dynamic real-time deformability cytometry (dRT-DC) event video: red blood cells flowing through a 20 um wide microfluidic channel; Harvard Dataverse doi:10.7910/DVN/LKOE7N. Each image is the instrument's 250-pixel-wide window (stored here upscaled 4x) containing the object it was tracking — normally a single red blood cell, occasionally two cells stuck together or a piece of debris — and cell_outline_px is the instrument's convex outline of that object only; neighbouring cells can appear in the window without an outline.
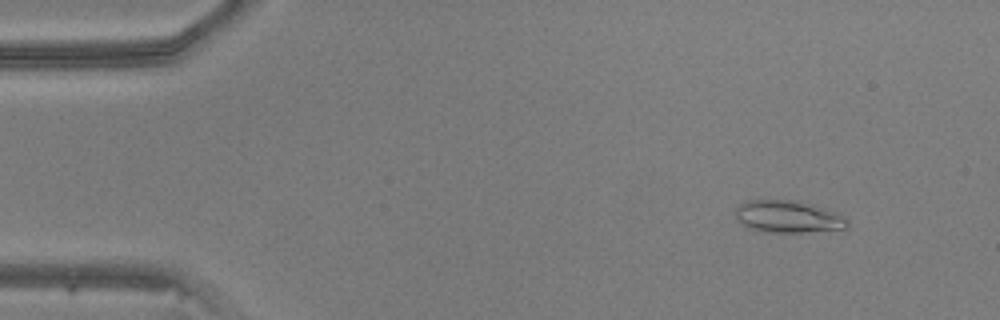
{"species": "common noctule bat (a hibernating species)", "species_latin": "Nyctalus noctula", "temperature_condition": "warm", "stored_images_in_passage": 48, "camera_frame_rate_fps": 3000, "um_per_image_px": 0.085, "animal": {"sex": "male", "body_mass_g": 20.5, "forearm_length_mm": 52.5}, "frame": {"image": 1, "passage_image": 5, "time_ms": 1.333, "image_size_px": [1000, 320], "cell_outline_px": [[848, 228], [800, 232], [764, 232], [748, 228], [736, 220], [736, 208], [740, 204], [748, 200], [796, 200], [812, 204], [836, 212], [844, 216], [848, 220]], "centroid_in_image_um": [66.97, 18.41], "position_along_channel_um": 18.0, "area_um2": 21.04}}
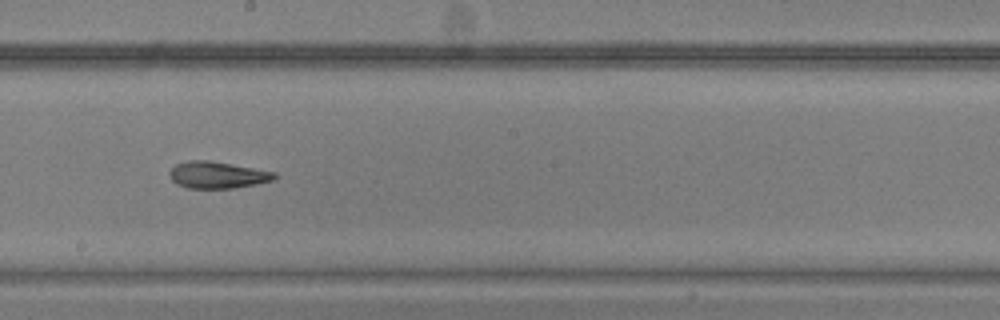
{"frame": {"image": 2, "passage_image": 27, "time_ms": 8.667, "image_size_px": [1000, 320], "cell_outline_px": [[276, 176], [272, 180], [256, 184], [236, 188], [188, 188], [176, 184], [168, 176], [168, 172], [176, 164], [188, 160], [208, 160], [276, 172]], "centroid_in_image_um": [18.44, 14.87], "position_along_channel_um": 229.8, "area_um2": 16.36}}
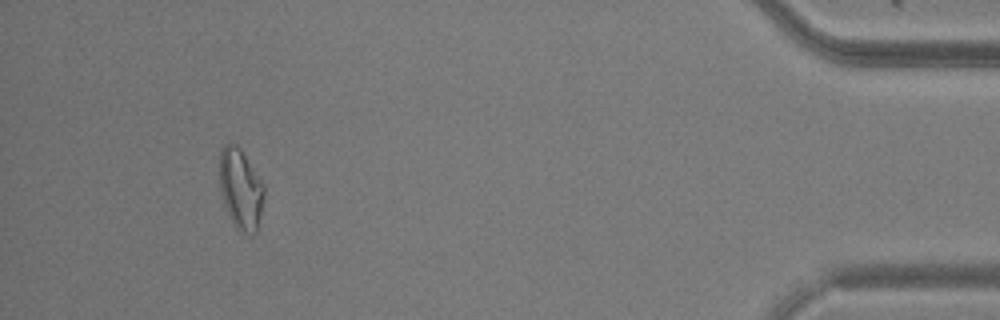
{"frame": {"image": 3, "passage_image": 45, "time_ms": 14.667, "image_size_px": [1000, 320], "cell_outline_px": [[264, 196], [256, 232], [252, 236], [240, 232], [236, 228], [224, 204], [220, 188], [220, 152], [224, 144], [236, 144], [240, 148], [264, 184]], "centroid_in_image_um": [20.46, 16.08], "position_along_channel_um": 414.7, "area_um2": 20.69}}